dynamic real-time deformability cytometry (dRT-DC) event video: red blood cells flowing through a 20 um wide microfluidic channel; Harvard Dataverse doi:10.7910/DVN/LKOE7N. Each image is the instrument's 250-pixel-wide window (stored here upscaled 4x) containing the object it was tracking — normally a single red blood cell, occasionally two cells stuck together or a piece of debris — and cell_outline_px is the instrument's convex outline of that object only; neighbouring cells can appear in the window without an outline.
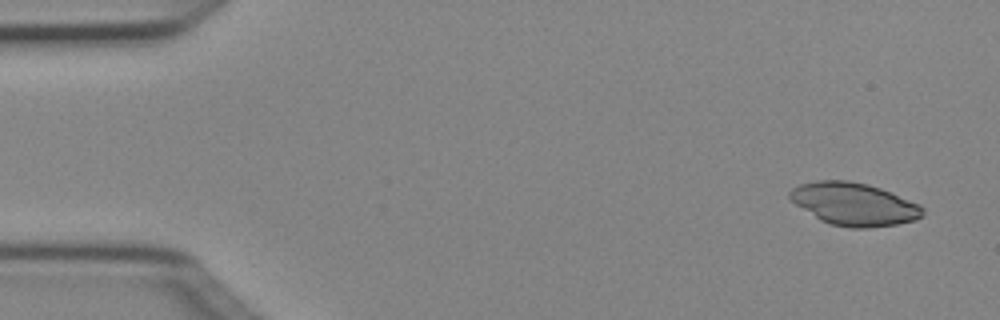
{"species": "Egyptian fruit bat (a non-hibernating species)", "species_latin": "Rousettus aegyptiacus", "temperature_condition": "cold", "stored_images_in_passage": 4, "camera_frame_rate_fps": 3000, "um_per_image_px": 0.085, "animal": {"sex": "female"}, "frame": {"image": 1, "passage_image": 1, "time_ms": 0.0, "image_size_px": [1000, 320], "cell_outline_px": [[924, 216], [916, 220], [896, 224], [864, 228], [852, 228], [832, 224], [820, 220], [796, 204], [788, 196], [788, 192], [792, 188], [800, 184], [816, 180], [848, 180], [868, 184], [892, 192], [920, 204], [924, 208]], "centroid_in_image_um": [72.62, 17.33], "position_along_channel_um": 12.4, "area_um2": 33.12}}